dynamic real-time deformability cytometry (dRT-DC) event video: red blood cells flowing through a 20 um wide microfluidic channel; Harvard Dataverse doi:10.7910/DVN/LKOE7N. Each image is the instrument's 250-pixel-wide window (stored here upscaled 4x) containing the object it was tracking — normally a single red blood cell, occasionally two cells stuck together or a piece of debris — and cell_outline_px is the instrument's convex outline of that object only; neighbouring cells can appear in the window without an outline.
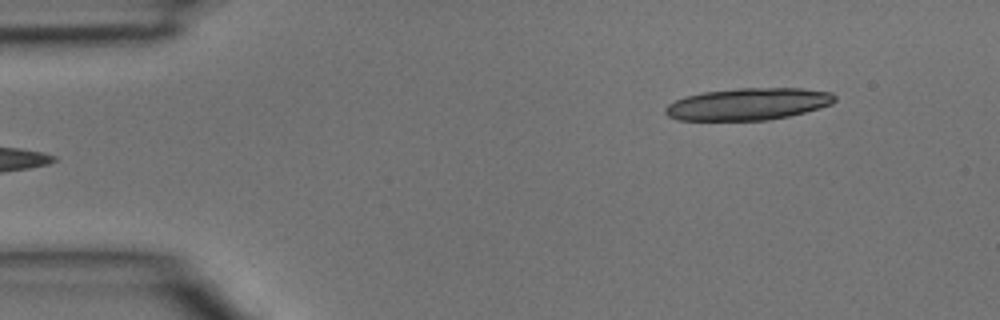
{"species": "common noctule bat (a hibernating species)", "species_latin": "Nyctalus noctula", "temperature_condition": "room temperature", "stored_images_in_passage": 4, "segment_of_instrument_passage": [2, 2], "camera_frame_rate_fps": 3000, "um_per_image_px": 0.085, "animal": {"sex": "male", "body_mass_g": 15.6}, "frame": {"image": 1, "passage_image": 4, "time_ms": 1.0, "image_size_px": [1000, 320], "cell_outline_px": [[836, 100], [832, 104], [804, 112], [788, 116], [768, 120], [676, 120], [668, 116], [664, 112], [664, 108], [668, 104], [684, 96], [704, 92], [736, 88], [800, 88], [832, 92], [836, 96]], "centroid_in_image_um": [63.58, 8.84], "position_along_channel_um": 21.4, "area_um2": 31.67}}